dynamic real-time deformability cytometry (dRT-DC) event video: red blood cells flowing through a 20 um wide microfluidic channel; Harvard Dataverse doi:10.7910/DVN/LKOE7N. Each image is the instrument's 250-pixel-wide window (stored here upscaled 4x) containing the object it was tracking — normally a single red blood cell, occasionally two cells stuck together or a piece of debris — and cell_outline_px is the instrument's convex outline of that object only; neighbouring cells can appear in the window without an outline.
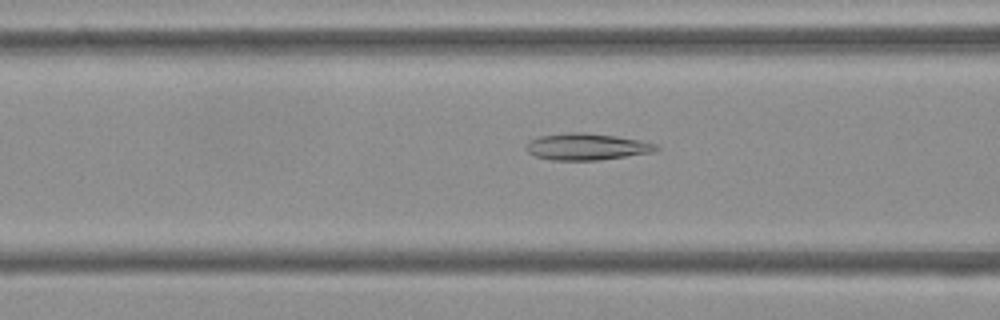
{"species": "Egyptian fruit bat (a non-hibernating species)", "species_latin": "Rousettus aegyptiacus", "temperature_condition": "cold", "stored_images_in_passage": 50, "camera_frame_rate_fps": 3000, "um_per_image_px": 0.085, "frame": {"image": 1, "passage_image": 18, "time_ms": 5.667, "image_size_px": [1000, 320], "cell_outline_px": [[660, 148], [652, 152], [600, 160], [552, 160], [536, 156], [528, 152], [528, 144], [532, 140], [540, 136], [568, 132], [584, 132], [616, 136], [640, 140], [656, 144]], "centroid_in_image_um": [49.9, 12.47], "position_along_channel_um": 116.7, "area_um2": 19.94}}
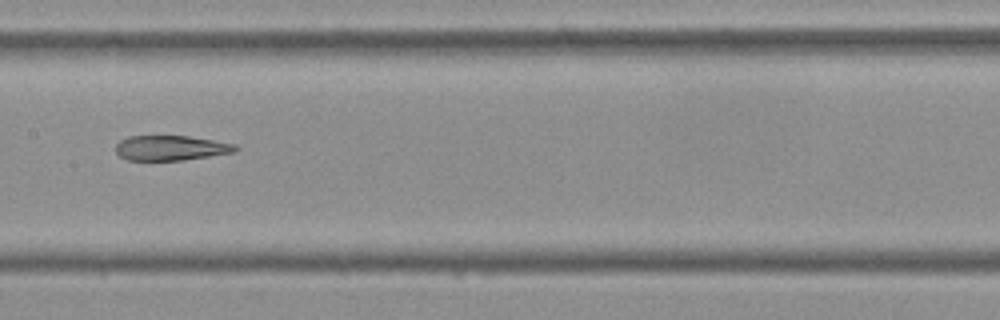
{"frame": {"image": 2, "passage_image": 24, "time_ms": 7.667, "image_size_px": [1000, 320], "cell_outline_px": [[240, 148], [236, 152], [184, 160], [128, 160], [120, 156], [116, 152], [116, 144], [120, 140], [128, 136], [188, 136], [236, 144]], "centroid_in_image_um": [14.54, 12.57], "position_along_channel_um": 192.9, "area_um2": 17.46}}
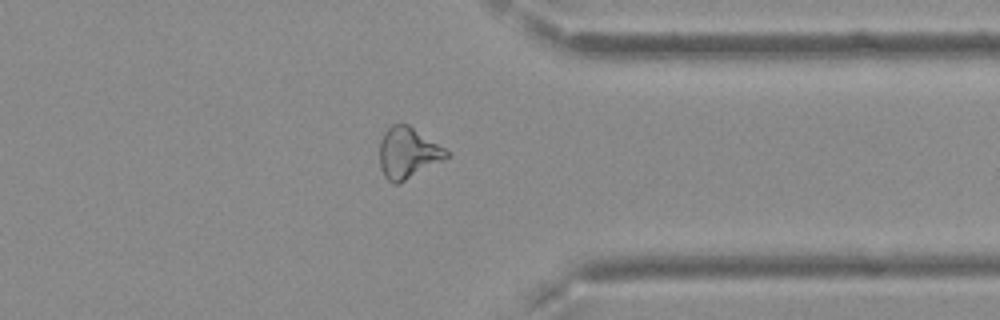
{"frame": {"image": 3, "passage_image": 39, "time_ms": 12.667, "image_size_px": [1000, 320], "cell_outline_px": [[452, 156], [400, 184], [392, 184], [384, 176], [380, 168], [380, 140], [384, 132], [392, 124], [408, 124], [444, 148]], "centroid_in_image_um": [34.67, 13.03], "position_along_channel_um": 376.7, "area_um2": 20.06}, "authors_computed_cell_mechanics": {"area_um2": 20.3456, "velocity_mm_per_s": 3.7906, "shape_relaxation_time_tau1_ms": null, "shape_relaxation_time_tau2_ms": 4.7055, "deformation_change_tau1": null, "deformation_change_tau2": 0.1158}}